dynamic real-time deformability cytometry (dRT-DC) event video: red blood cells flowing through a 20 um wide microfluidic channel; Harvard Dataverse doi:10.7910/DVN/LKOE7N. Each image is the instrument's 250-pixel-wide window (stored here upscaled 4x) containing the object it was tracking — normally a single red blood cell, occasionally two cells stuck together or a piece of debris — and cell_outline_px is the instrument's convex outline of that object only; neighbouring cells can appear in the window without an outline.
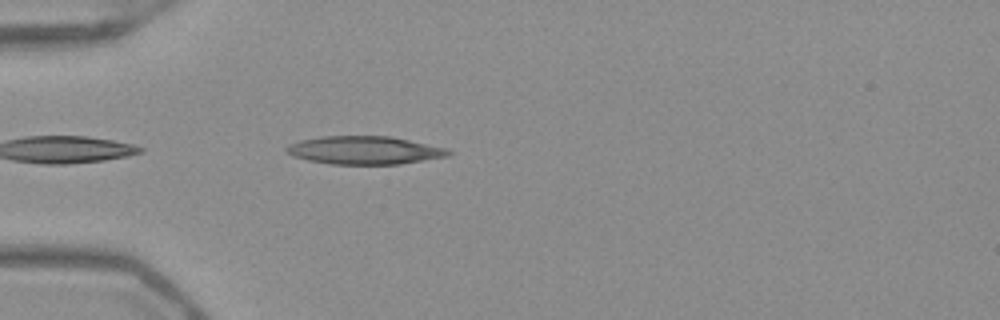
{"species": "Egyptian fruit bat (a non-hibernating species)", "species_latin": "Rousettus aegyptiacus", "temperature_condition": "warm", "stored_images_in_passage": 24, "camera_frame_rate_fps": 3000, "um_per_image_px": 0.085, "frame": {"image": 1, "passage_image": 2, "time_ms": 0.333, "image_size_px": [1000, 320], "cell_outline_px": [[452, 152], [448, 156], [400, 164], [328, 164], [308, 160], [292, 156], [284, 148], [288, 144], [300, 140], [320, 136], [392, 136], [444, 148]], "centroid_in_image_um": [30.93, 12.77], "position_along_channel_um": 54.1, "area_um2": 26.47}}
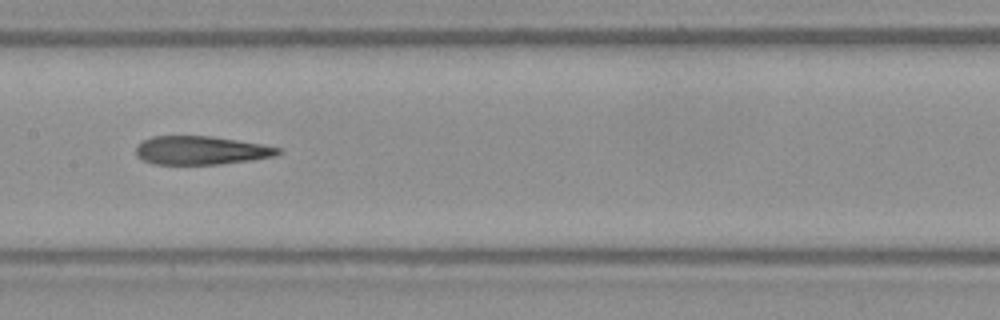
{"frame": {"image": 2, "passage_image": 13, "time_ms": 4.0, "image_size_px": [1000, 320], "cell_outline_px": [[284, 152], [272, 156], [252, 160], [220, 164], [152, 164], [136, 156], [136, 144], [152, 136], [212, 136], [284, 148]], "centroid_in_image_um": [17.09, 12.78], "position_along_channel_um": 190.3, "area_um2": 23.7}}
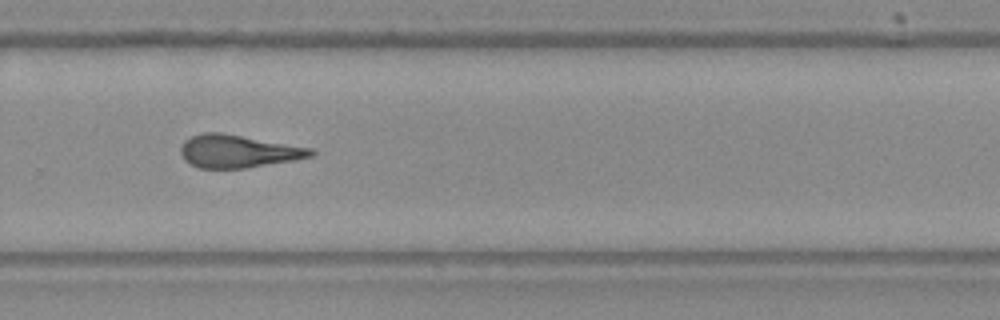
{"frame": {"image": 3, "passage_image": 22, "time_ms": 7.0, "image_size_px": [1000, 320], "cell_outline_px": [[316, 152], [312, 156], [296, 160], [244, 168], [200, 168], [184, 160], [180, 152], [180, 148], [184, 140], [192, 136], [204, 132], [220, 132], [312, 148]], "centroid_in_image_um": [20.23, 12.85], "position_along_channel_um": 309.6, "area_um2": 24.8}}